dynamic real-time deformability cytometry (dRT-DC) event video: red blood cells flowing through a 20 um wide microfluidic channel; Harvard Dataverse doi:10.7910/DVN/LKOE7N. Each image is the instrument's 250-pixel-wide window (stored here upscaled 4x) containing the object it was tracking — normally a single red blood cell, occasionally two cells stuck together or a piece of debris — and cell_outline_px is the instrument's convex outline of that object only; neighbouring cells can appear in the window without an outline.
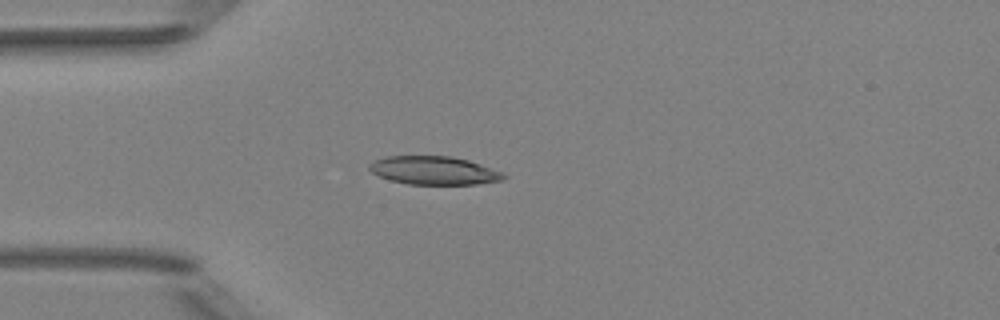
{"species": "Egyptian fruit bat (a non-hibernating species)", "species_latin": "Rousettus aegyptiacus", "temperature_condition": "room temperature", "stored_images_in_passage": 6, "camera_frame_rate_fps": 3000, "um_per_image_px": 0.085, "animal": {"sex": "female"}, "frame": {"image": 1, "passage_image": 5, "time_ms": 1.333, "image_size_px": [1000, 320], "cell_outline_px": [[508, 176], [504, 180], [476, 184], [408, 184], [392, 180], [380, 176], [372, 172], [368, 168], [368, 164], [372, 160], [384, 156], [452, 156], [468, 160], [504, 172]], "centroid_in_image_um": [36.9, 14.48], "position_along_channel_um": 48.1, "area_um2": 22.31}}